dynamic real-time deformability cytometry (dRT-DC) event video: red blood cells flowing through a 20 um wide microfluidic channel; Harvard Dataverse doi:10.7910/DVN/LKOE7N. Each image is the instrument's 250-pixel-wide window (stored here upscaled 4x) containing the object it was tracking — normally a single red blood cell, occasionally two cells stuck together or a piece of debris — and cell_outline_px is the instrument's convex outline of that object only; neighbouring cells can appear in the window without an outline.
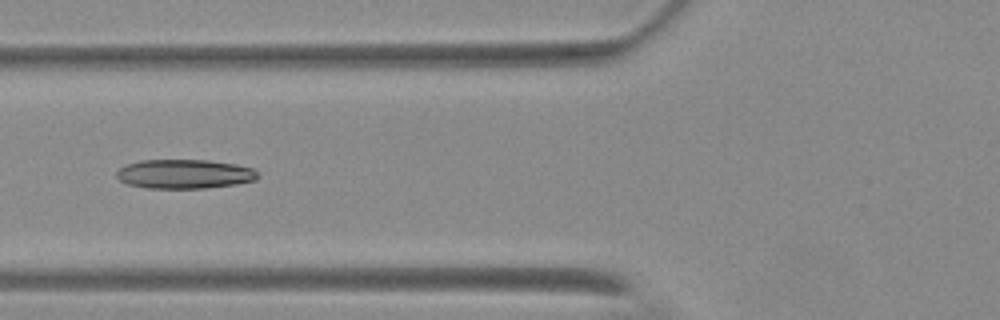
{"species": "Egyptian fruit bat (a non-hibernating species)", "species_latin": "Rousettus aegyptiacus", "temperature_condition": "warm", "stored_images_in_passage": 8, "camera_frame_rate_fps": 3000, "um_per_image_px": 0.085, "animal": {"sex": "female"}, "frame": {"image": 1, "passage_image": 6, "time_ms": 7.0, "image_size_px": [1000, 320], "cell_outline_px": [[260, 176], [256, 180], [236, 184], [208, 188], [148, 188], [128, 184], [120, 180], [116, 176], [116, 172], [120, 168], [128, 164], [140, 160], [208, 160], [236, 164], [252, 168]], "centroid_in_image_um": [15.7, 14.79], "position_along_channel_um": 110.1, "area_um2": 24.04}}
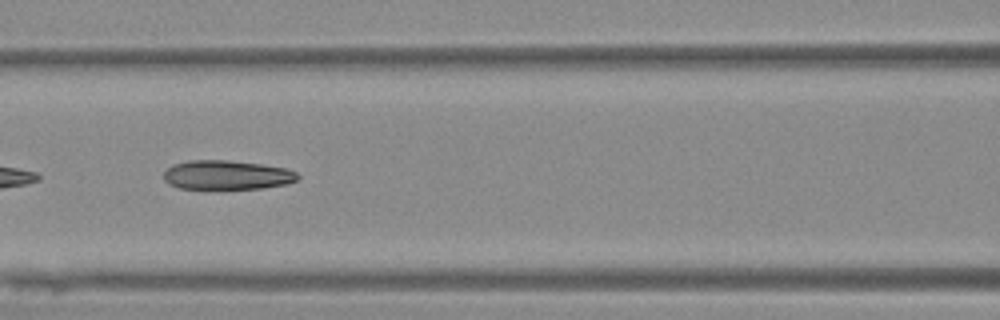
{"frame": {"image": 2, "passage_image": 7, "time_ms": 8.0, "image_size_px": [1000, 320], "cell_outline_px": [[300, 176], [296, 180], [288, 184], [264, 188], [180, 188], [168, 184], [164, 180], [164, 172], [172, 164], [188, 160], [228, 160], [260, 164], [284, 168], [296, 172]], "centroid_in_image_um": [19.27, 14.87], "position_along_channel_um": 147.3, "area_um2": 22.72}}
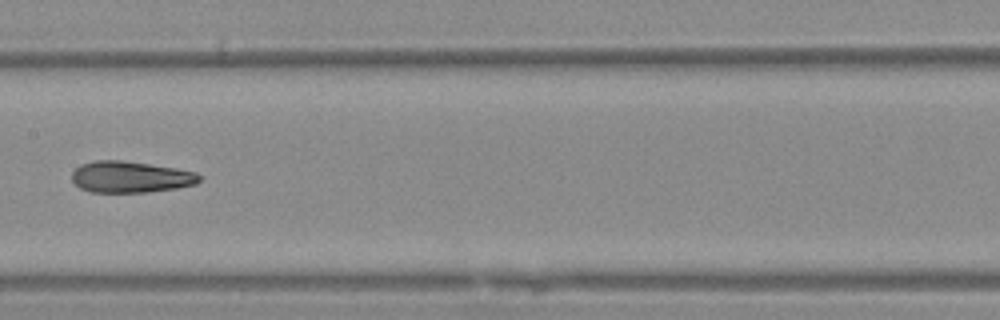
{"frame": {"image": 3, "passage_image": 8, "time_ms": 9.333, "image_size_px": [1000, 320], "cell_outline_px": [[200, 180], [196, 184], [176, 188], [148, 192], [92, 192], [80, 188], [72, 180], [72, 172], [76, 168], [84, 164], [96, 160], [120, 160], [176, 168], [196, 172], [200, 176]], "centroid_in_image_um": [11.1, 15.04], "position_along_channel_um": 196.3, "area_um2": 23.12}}